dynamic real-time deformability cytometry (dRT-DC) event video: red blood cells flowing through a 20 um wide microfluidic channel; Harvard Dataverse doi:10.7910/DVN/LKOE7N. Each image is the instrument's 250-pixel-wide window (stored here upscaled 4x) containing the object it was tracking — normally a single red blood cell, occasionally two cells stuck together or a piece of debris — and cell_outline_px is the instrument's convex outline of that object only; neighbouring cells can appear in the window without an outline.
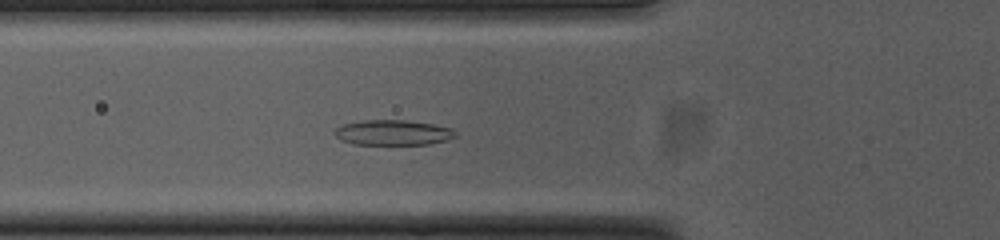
{"species": "common noctule bat (a hibernating species)", "species_latin": "Nyctalus noctula", "temperature_condition": "cold", "stored_images_in_passage": 47, "camera_frame_rate_fps": 3000, "um_per_image_px": 0.085, "animal": {"sex": "female", "body_mass_g": 23.0, "forearm_length_mm": 53.4}, "frame": {"image": 1, "passage_image": 12, "time_ms": 3.667, "image_size_px": [1000, 240], "cell_outline_px": [[456, 136], [448, 140], [428, 144], [352, 144], [340, 140], [332, 132], [336, 128], [344, 124], [364, 120], [404, 120], [432, 124], [452, 128], [456, 132]], "centroid_in_image_um": [33.39, 11.27], "position_along_channel_um": 92.4, "area_um2": 17.74}}
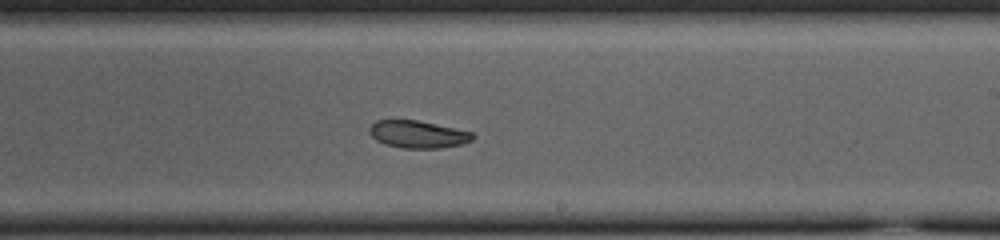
{"frame": {"image": 2, "passage_image": 25, "time_ms": 8.0, "image_size_px": [1000, 240], "cell_outline_px": [[476, 136], [472, 140], [460, 144], [440, 148], [404, 148], [384, 144], [376, 140], [368, 132], [368, 128], [376, 120], [416, 120], [472, 132]], "centroid_in_image_um": [35.49, 11.42], "position_along_channel_um": 253.5, "area_um2": 16.36}}
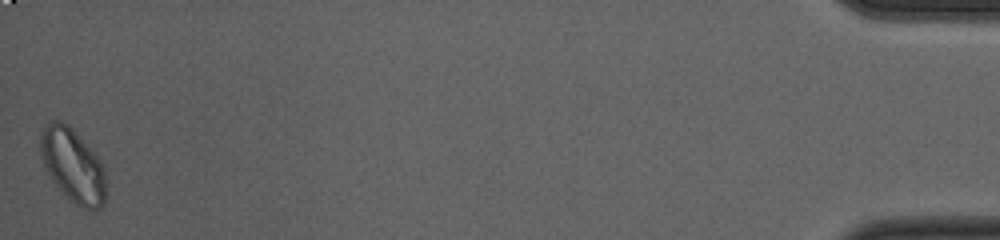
{"frame": {"image": 3, "passage_image": 47, "time_ms": 15.333, "image_size_px": [1000, 240], "cell_outline_px": [[104, 204], [100, 208], [92, 212], [88, 212], [80, 208], [52, 180], [40, 156], [40, 136], [44, 128], [52, 120], [60, 120], [68, 124], [72, 128], [100, 160], [104, 168]], "centroid_in_image_um": [6.19, 14.07], "position_along_channel_um": 429.0, "area_um2": 27.69}, "authors_computed_cell_mechanics": {"area_um2": 18.3804, "velocity_mm_per_s": 3.7157, "shape_relaxation_time_tau1_ms": 7.3848, "shape_relaxation_time_tau2_ms": null, "deformation_change_tau1": 0.1497, "deformation_change_tau2": null}}